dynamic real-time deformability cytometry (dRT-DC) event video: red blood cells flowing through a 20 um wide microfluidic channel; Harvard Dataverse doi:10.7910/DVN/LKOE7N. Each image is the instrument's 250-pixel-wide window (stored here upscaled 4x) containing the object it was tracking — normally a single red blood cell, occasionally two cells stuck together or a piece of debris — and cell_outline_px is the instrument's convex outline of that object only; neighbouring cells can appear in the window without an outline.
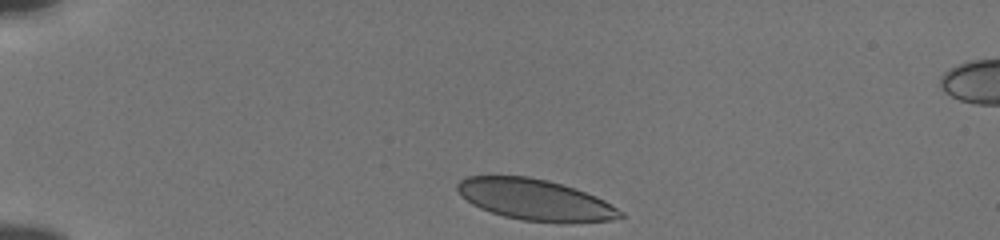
{"species": "human", "species_latin": "Homo sapiens", "temperature_condition": "cold", "stored_images_in_passage": 36, "camera_frame_rate_fps": 3000, "um_per_image_px": 0.085, "donor": {"sex": "male"}, "frame": {"image": 1, "passage_image": 1, "time_ms": 0.0, "image_size_px": [1000, 240], "cell_outline_px": [[624, 216], [612, 220], [568, 224], [564, 224], [520, 220], [504, 216], [480, 208], [472, 204], [456, 188], [456, 184], [460, 180], [468, 176], [528, 176], [548, 180], [576, 188], [596, 196], [604, 200], [624, 212]], "centroid_in_image_um": [45.55, 17.0], "position_along_channel_um": 39.4, "area_um2": 39.3}}
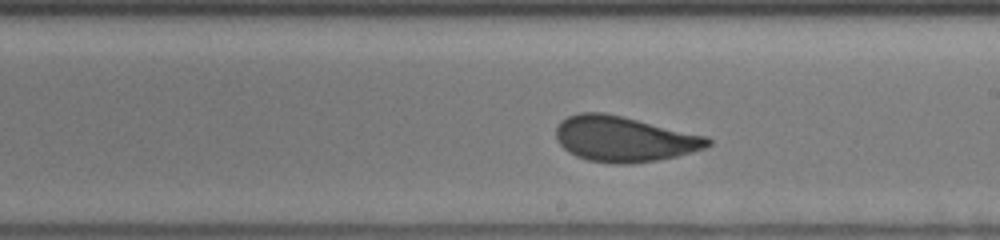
{"frame": {"image": 2, "passage_image": 21, "time_ms": 6.667, "image_size_px": [1000, 240], "cell_outline_px": [[712, 144], [704, 148], [692, 152], [676, 156], [656, 160], [628, 164], [616, 164], [588, 160], [576, 156], [568, 152], [556, 140], [556, 128], [560, 120], [568, 116], [580, 112], [604, 112], [708, 136], [712, 140]], "centroid_in_image_um": [53.03, 11.81], "position_along_channel_um": 236.0, "area_um2": 40.23}}
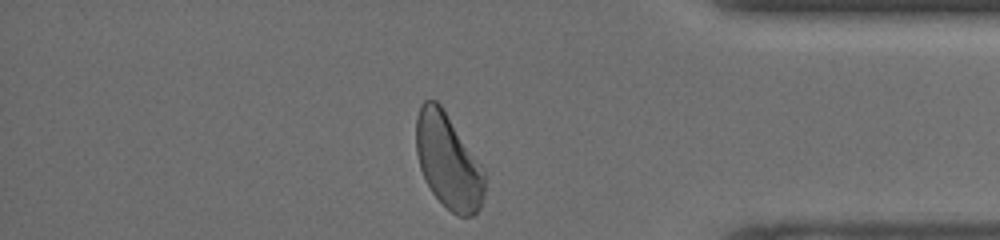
{"frame": {"image": 3, "passage_image": 35, "time_ms": 11.333, "image_size_px": [1000, 240], "cell_outline_px": [[484, 192], [480, 208], [472, 216], [456, 216], [432, 192], [420, 168], [416, 152], [416, 116], [420, 104], [424, 100], [436, 100], [440, 104], [484, 168]], "centroid_in_image_um": [38.09, 13.69], "position_along_channel_um": 397.1, "area_um2": 37.63}, "authors_computed_cell_mechanics": {"area_um2": 39.4485, "velocity_mm_per_s": 3.8187, "shape_relaxation_time_tau1_ms": 3.8754, "shape_relaxation_time_tau2_ms": null, "deformation_change_tau1": 0.1161, "deformation_change_tau2": null}}